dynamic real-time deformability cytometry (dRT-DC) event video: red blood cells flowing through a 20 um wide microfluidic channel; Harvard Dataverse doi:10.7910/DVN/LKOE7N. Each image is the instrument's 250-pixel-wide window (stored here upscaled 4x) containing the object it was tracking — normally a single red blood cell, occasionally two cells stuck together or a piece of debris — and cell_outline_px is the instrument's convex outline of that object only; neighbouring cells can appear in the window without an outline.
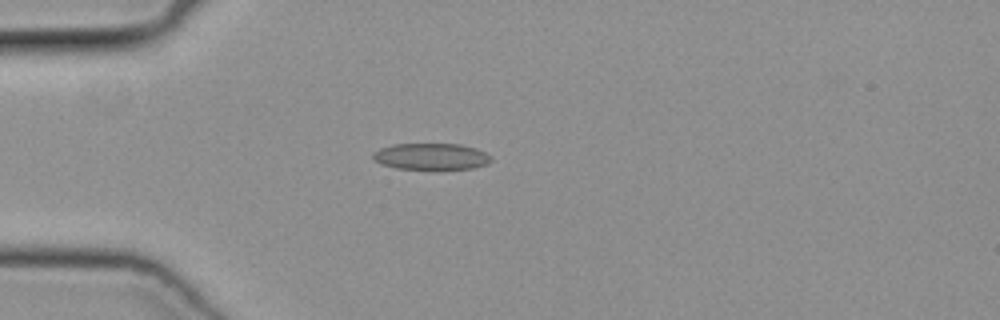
{"species": "common noctule bat (a hibernating species)", "species_latin": "Nyctalus noctula", "temperature_condition": "cold", "stored_images_in_passage": 40, "camera_frame_rate_fps": 3000, "um_per_image_px": 0.085, "animal": {"sex": "female", "body_mass_g": 19.3, "forearm_length_mm": 54.1}, "frame": {"image": 1, "passage_image": 4, "time_ms": 1.0, "image_size_px": [1000, 320], "cell_outline_px": [[492, 160], [488, 164], [472, 168], [396, 168], [380, 164], [372, 160], [372, 152], [380, 148], [392, 144], [460, 144], [476, 148], [492, 156]], "centroid_in_image_um": [36.62, 13.28], "position_along_channel_um": 48.4, "area_um2": 18.15}}
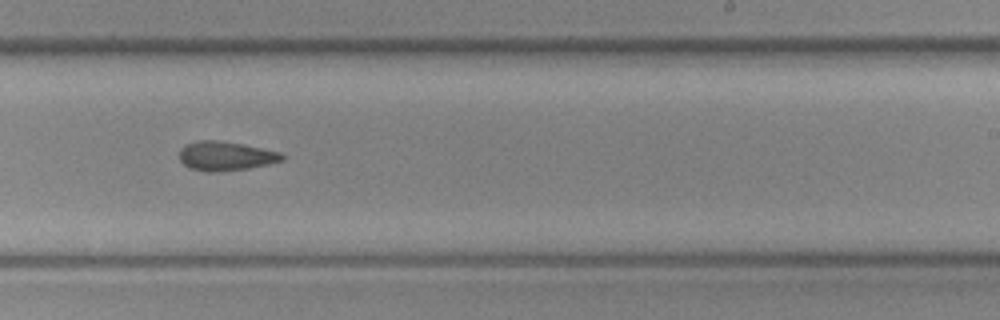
{"frame": {"image": 2, "passage_image": 21, "time_ms": 6.667, "image_size_px": [1000, 320], "cell_outline_px": [[284, 160], [268, 164], [248, 168], [216, 172], [208, 172], [188, 168], [180, 160], [180, 148], [188, 144], [200, 140], [220, 140], [244, 144], [280, 152], [284, 156]], "centroid_in_image_um": [19.18, 13.26], "position_along_channel_um": 269.8, "area_um2": 17.46}}
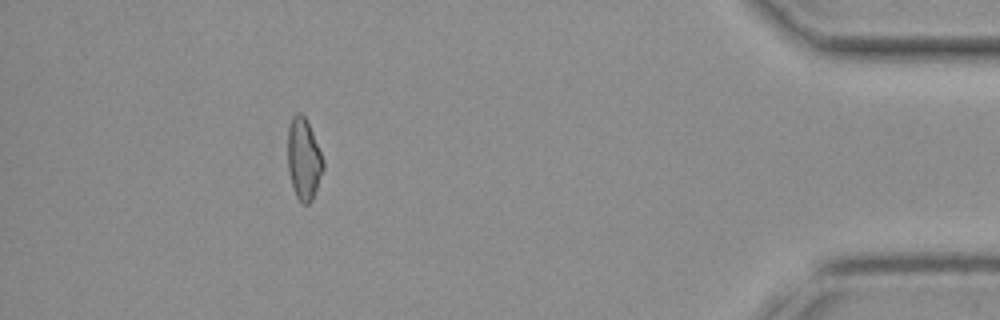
{"frame": {"image": 3, "passage_image": 35, "time_ms": 11.333, "image_size_px": [1000, 320], "cell_outline_px": [[324, 168], [312, 200], [308, 204], [304, 204], [296, 196], [292, 184], [288, 168], [288, 128], [292, 116], [296, 112], [300, 112], [308, 120], [324, 160]], "centroid_in_image_um": [25.82, 13.47], "position_along_channel_um": 409.4, "area_um2": 16.88}}